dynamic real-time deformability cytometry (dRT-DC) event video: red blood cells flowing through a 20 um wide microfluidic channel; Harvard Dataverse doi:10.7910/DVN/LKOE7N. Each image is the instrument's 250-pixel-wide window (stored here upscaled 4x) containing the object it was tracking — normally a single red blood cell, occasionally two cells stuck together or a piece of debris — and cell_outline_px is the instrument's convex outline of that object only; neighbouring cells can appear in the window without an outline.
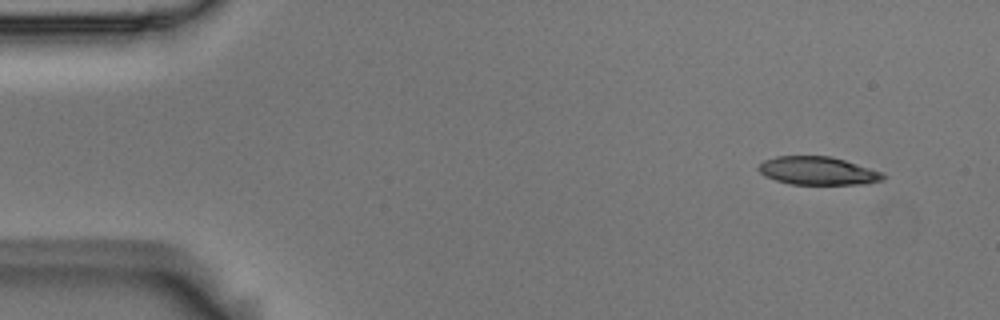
{"species": "Egyptian fruit bat (a non-hibernating species)", "species_latin": "Rousettus aegyptiacus", "temperature_condition": "room temperature", "stored_images_in_passage": 4, "camera_frame_rate_fps": 3000, "um_per_image_px": 0.085, "animal": {"sex": "male"}, "frame": {"image": 1, "passage_image": 1, "time_ms": 0.0, "image_size_px": [1000, 320], "cell_outline_px": [[884, 180], [868, 184], [792, 184], [776, 180], [764, 176], [756, 168], [764, 160], [776, 156], [828, 156], [844, 160], [884, 172]], "centroid_in_image_um": [69.52, 14.52], "position_along_channel_um": 15.5, "area_um2": 20.46}}
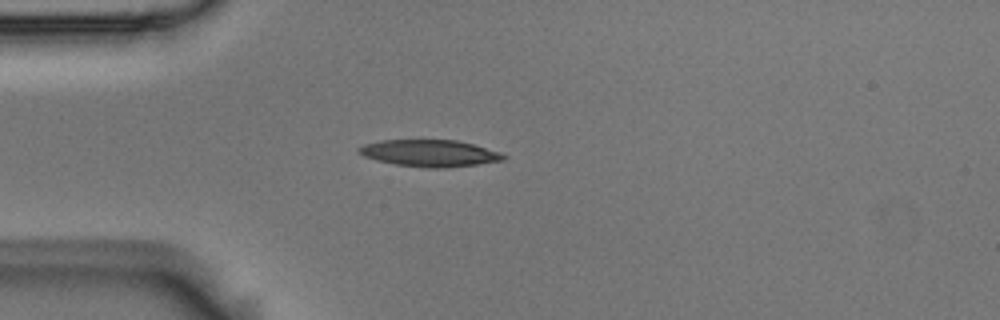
{"frame": {"image": 2, "passage_image": 3, "time_ms": 0.667, "image_size_px": [1000, 320], "cell_outline_px": [[508, 156], [504, 160], [476, 164], [444, 168], [428, 168], [396, 164], [376, 160], [364, 156], [356, 148], [364, 144], [380, 140], [456, 140], [472, 144], [500, 152]], "centroid_in_image_um": [36.52, 13.02], "position_along_channel_um": 48.5, "area_um2": 22.43}}